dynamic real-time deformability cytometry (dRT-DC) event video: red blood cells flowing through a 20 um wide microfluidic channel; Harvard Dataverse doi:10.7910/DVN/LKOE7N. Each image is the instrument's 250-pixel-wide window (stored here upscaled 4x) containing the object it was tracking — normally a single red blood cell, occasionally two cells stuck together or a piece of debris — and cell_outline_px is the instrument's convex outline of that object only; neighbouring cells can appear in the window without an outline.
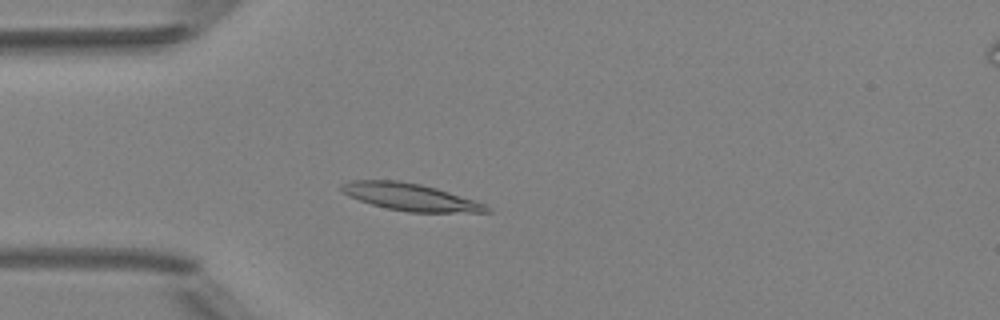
{"species": "Egyptian fruit bat (a non-hibernating species)", "species_latin": "Rousettus aegyptiacus", "temperature_condition": "room temperature", "stored_images_in_passage": 3, "camera_frame_rate_fps": 3000, "um_per_image_px": 0.085, "animal": {"sex": "female"}, "frame": {"image": 1, "passage_image": 3, "time_ms": 2.333, "image_size_px": [1000, 320], "cell_outline_px": [[492, 212], [408, 212], [388, 208], [372, 204], [348, 196], [340, 192], [340, 184], [352, 180], [396, 180], [420, 184], [436, 188], [484, 204], [492, 208]], "centroid_in_image_um": [34.82, 16.74], "position_along_channel_um": 50.2, "area_um2": 22.77}}